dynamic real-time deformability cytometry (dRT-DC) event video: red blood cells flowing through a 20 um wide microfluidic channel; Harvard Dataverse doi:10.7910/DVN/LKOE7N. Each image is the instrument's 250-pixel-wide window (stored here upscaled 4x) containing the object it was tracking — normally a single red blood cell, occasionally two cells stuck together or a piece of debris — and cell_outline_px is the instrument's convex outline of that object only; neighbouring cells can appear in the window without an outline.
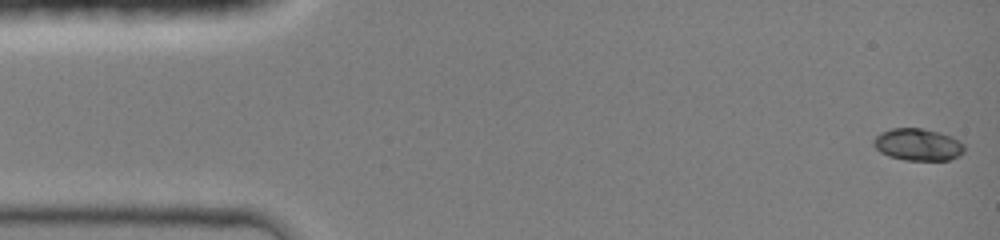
{"species": "common noctule bat (a hibernating species)", "species_latin": "Nyctalus noctula", "temperature_condition": "room temperature", "stored_images_in_passage": 45, "camera_frame_rate_fps": 3000, "um_per_image_px": 0.085, "animal": {"sex": "female", "body_mass_g": 19.0, "forearm_length_mm": 51.5}, "frame": {"image": 1, "passage_image": 1, "time_ms": 0.0, "image_size_px": [1000, 240], "cell_outline_px": [[964, 152], [960, 156], [948, 160], [904, 160], [888, 156], [880, 152], [872, 144], [872, 140], [880, 132], [892, 128], [920, 128], [940, 132], [952, 136], [960, 140], [964, 144]], "centroid_in_image_um": [78.03, 12.29], "position_along_channel_um": 7.0, "area_um2": 17.22}}
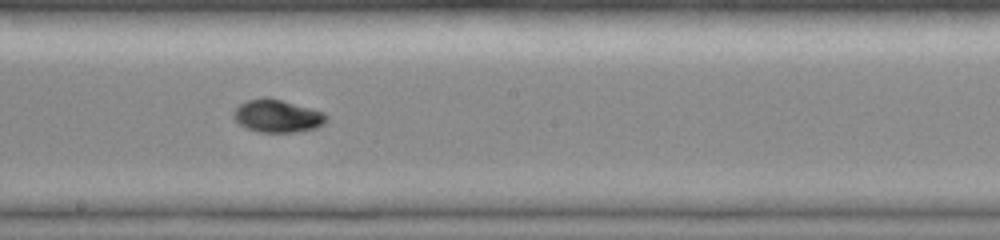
{"frame": {"image": 2, "passage_image": 25, "time_ms": 8.0, "image_size_px": [1000, 240], "cell_outline_px": [[328, 120], [324, 124], [316, 128], [296, 132], [260, 132], [244, 128], [232, 116], [232, 112], [240, 104], [248, 100], [264, 96], [280, 100], [324, 112], [328, 116]], "centroid_in_image_um": [23.57, 9.87], "position_along_channel_um": 224.6, "area_um2": 17.74}}
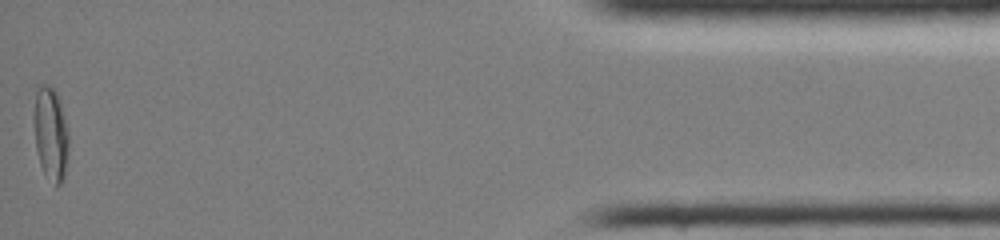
{"frame": {"image": 3, "passage_image": 45, "time_ms": 14.667, "image_size_px": [1000, 240], "cell_outline_px": [[68, 144], [64, 180], [56, 188], [44, 172], [40, 164], [36, 148], [32, 116], [36, 92], [44, 84], [48, 84], [56, 92], [60, 100], [68, 132]], "centroid_in_image_um": [4.29, 11.38], "position_along_channel_um": 430.9, "area_um2": 19.02}, "authors_computed_cell_mechanics": {"area_um2": 17.1666, "velocity_mm_per_s": 4.2583, "shape_relaxation_time_tau1_ms": 5.6217, "shape_relaxation_time_tau2_ms": null, "deformation_change_tau1": 0.1928, "deformation_change_tau2": null}}